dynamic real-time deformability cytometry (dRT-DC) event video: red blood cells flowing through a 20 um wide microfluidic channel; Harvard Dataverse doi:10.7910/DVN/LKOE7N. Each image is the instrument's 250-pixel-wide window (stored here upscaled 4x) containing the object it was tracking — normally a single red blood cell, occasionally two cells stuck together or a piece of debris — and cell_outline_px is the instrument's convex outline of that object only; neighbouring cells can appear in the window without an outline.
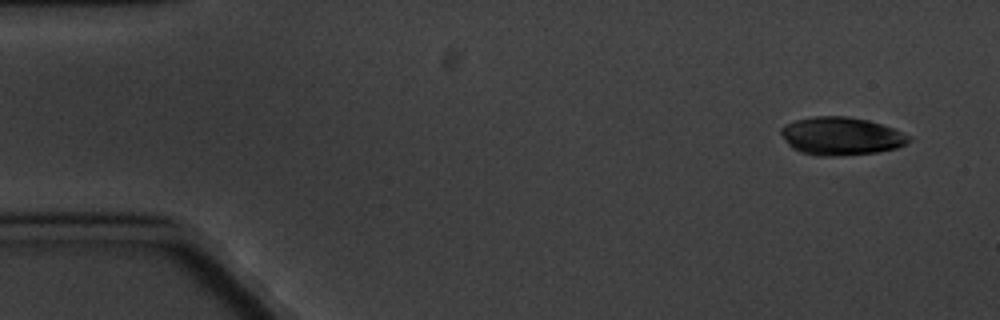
{"species": "common noctule bat (a hibernating species)", "species_latin": "Nyctalus noctula", "temperature_condition": "cold", "stored_images_in_passage": 5, "camera_frame_rate_fps": 3000, "um_per_image_px": 0.085, "animal": {"sex": "male", "body_mass_g": 20.1, "forearm_length_mm": 53.5}, "frame": {"image": 1, "passage_image": 1, "time_ms": 0.0, "image_size_px": [1000, 320], "cell_outline_px": [[912, 140], [896, 148], [876, 152], [836, 156], [816, 156], [800, 152], [792, 148], [784, 140], [780, 132], [780, 128], [784, 124], [796, 120], [816, 116], [848, 116], [868, 120], [892, 128], [912, 136]], "centroid_in_image_um": [71.47, 11.57], "position_along_channel_um": 13.5, "area_um2": 28.38}}
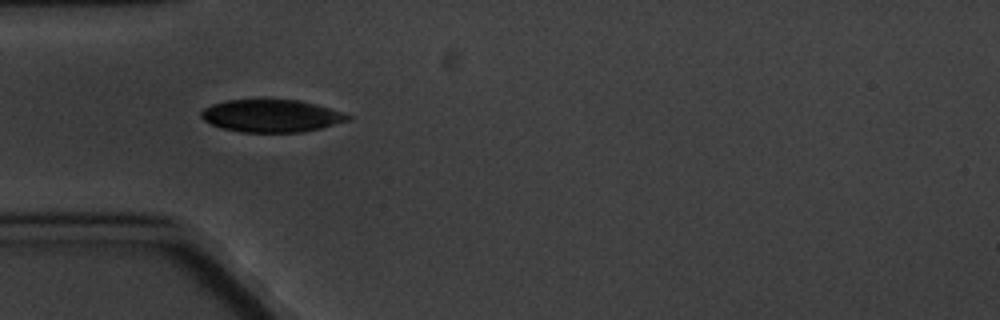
{"frame": {"image": 2, "passage_image": 5, "time_ms": 4.667, "image_size_px": [1000, 320], "cell_outline_px": [[352, 120], [320, 128], [300, 132], [240, 132], [224, 128], [212, 124], [204, 120], [200, 116], [200, 112], [204, 108], [212, 104], [228, 100], [300, 100], [328, 108], [352, 116]], "centroid_in_image_um": [23.07, 9.85], "position_along_channel_um": 61.9, "area_um2": 27.51}}